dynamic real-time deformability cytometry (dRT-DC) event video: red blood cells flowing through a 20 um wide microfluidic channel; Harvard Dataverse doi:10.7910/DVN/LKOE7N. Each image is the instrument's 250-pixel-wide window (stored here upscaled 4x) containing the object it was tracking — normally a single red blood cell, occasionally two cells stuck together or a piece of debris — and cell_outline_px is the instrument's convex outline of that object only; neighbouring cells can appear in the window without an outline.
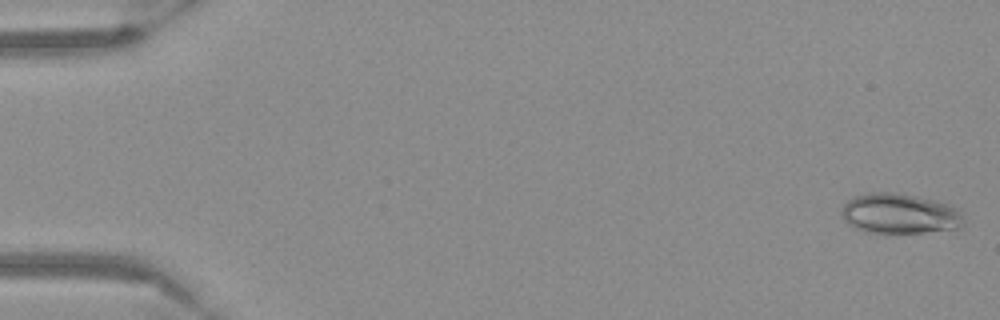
{"species": "Egyptian fruit bat (a non-hibernating species)", "species_latin": "Rousettus aegyptiacus", "temperature_condition": "warm", "stored_images_in_passage": 54, "camera_frame_rate_fps": 3000, "um_per_image_px": 0.085, "frame": {"image": 1, "passage_image": 1, "time_ms": 0.0, "image_size_px": [1000, 320], "cell_outline_px": [[964, 224], [960, 228], [924, 232], [868, 232], [856, 228], [848, 224], [840, 212], [840, 208], [852, 196], [868, 192], [892, 192], [916, 196], [936, 200], [956, 208], [960, 212], [964, 220]], "centroid_in_image_um": [76.45, 18.14], "position_along_channel_um": 8.6, "area_um2": 28.55}}
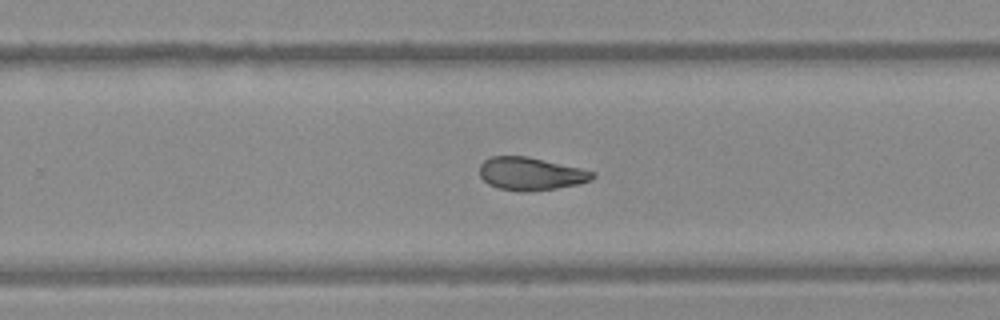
{"frame": {"image": 2, "passage_image": 35, "time_ms": 11.333, "image_size_px": [1000, 320], "cell_outline_px": [[596, 176], [592, 180], [580, 184], [556, 188], [500, 188], [488, 184], [480, 176], [480, 164], [484, 160], [492, 156], [528, 156], [580, 168], [596, 172]], "centroid_in_image_um": [45.15, 14.71], "position_along_channel_um": 284.6, "area_um2": 20.87}}
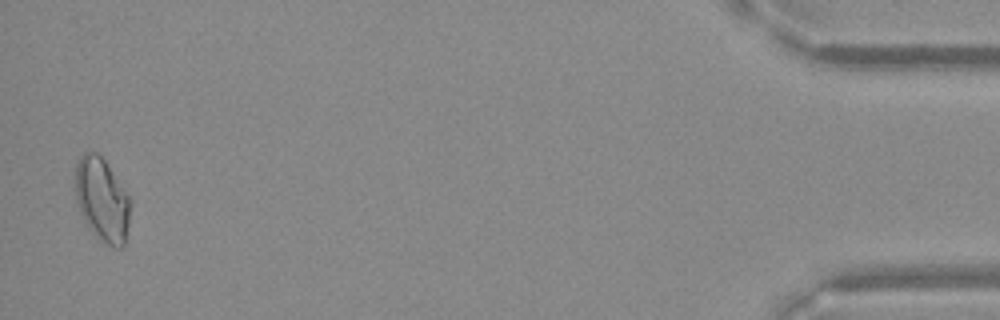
{"frame": {"image": 3, "passage_image": 53, "time_ms": 17.333, "image_size_px": [1000, 320], "cell_outline_px": [[132, 204], [124, 248], [116, 248], [104, 244], [88, 228], [80, 212], [76, 200], [76, 164], [80, 156], [84, 152], [96, 152], [104, 160], [132, 200]], "centroid_in_image_um": [8.7, 17.02], "position_along_channel_um": 426.5, "area_um2": 26.99}}